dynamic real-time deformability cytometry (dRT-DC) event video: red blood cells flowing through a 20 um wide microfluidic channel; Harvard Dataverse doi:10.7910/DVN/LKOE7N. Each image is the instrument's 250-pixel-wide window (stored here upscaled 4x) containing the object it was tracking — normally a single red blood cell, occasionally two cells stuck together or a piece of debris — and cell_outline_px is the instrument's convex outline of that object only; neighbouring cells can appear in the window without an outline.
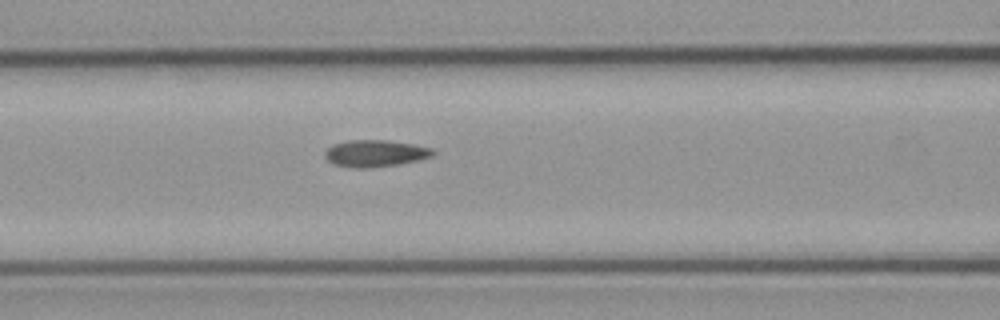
{"species": "common noctule bat (a hibernating species)", "species_latin": "Nyctalus noctula", "temperature_condition": "cold", "stored_images_in_passage": 6, "camera_frame_rate_fps": 3000, "um_per_image_px": 0.085, "animal": {"sex": "male", "body_mass_g": 23.1, "forearm_length_mm": 52.7}, "frame": {"image": 1, "passage_image": 6, "time_ms": 6.667, "image_size_px": [1000, 320], "cell_outline_px": [[436, 152], [432, 156], [420, 160], [396, 164], [368, 168], [356, 168], [332, 164], [324, 156], [324, 152], [332, 144], [348, 140], [384, 140], [412, 144], [432, 148]], "centroid_in_image_um": [31.87, 13.03], "position_along_channel_um": 134.7, "area_um2": 16.88}}